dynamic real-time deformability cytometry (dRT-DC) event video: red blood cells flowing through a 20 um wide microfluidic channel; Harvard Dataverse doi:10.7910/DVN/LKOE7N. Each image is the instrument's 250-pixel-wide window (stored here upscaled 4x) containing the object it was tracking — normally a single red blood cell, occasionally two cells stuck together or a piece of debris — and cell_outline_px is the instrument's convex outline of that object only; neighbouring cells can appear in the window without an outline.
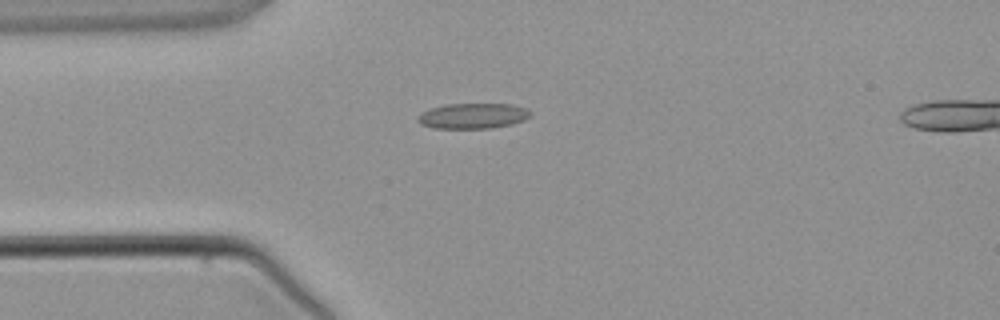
{"species": "common noctule bat (a hibernating species)", "species_latin": "Nyctalus noctula", "temperature_condition": "warm", "stored_images_in_passage": 3, "camera_frame_rate_fps": 3000, "um_per_image_px": 0.085, "animal": {"sex": "male", "body_mass_g": 21.5, "forearm_length_mm": 52.0}, "frame": {"image": 1, "passage_image": 2, "time_ms": 3.0, "image_size_px": [1000, 320], "cell_outline_px": [[532, 116], [524, 120], [512, 124], [488, 128], [432, 128], [420, 124], [416, 120], [416, 116], [428, 108], [448, 104], [512, 104], [528, 108], [532, 112]], "centroid_in_image_um": [40.19, 9.84], "position_along_channel_um": 44.8, "area_um2": 16.94}}